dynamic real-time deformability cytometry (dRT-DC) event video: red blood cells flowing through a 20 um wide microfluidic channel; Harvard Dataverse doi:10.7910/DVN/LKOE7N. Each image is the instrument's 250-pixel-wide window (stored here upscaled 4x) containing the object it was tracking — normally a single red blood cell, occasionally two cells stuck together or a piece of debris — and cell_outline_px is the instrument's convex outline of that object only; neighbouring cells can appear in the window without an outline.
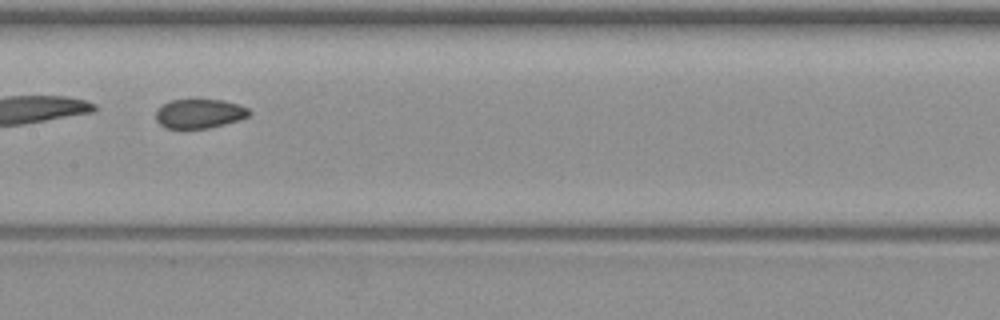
{"species": "common noctule bat (a hibernating species)", "species_latin": "Nyctalus noctula", "temperature_condition": "warm", "stored_images_in_passage": 9, "segment_of_instrument_passage": [2, 2], "camera_frame_rate_fps": 3000, "um_per_image_px": 0.085, "animal": {"sex": "female", "body_mass_g": 19.3, "forearm_length_mm": 54.1}, "frame": {"image": 1, "passage_image": 7, "time_ms": 7.333, "image_size_px": [1000, 320], "cell_outline_px": [[252, 112], [248, 116], [240, 120], [208, 128], [164, 128], [156, 120], [156, 112], [168, 100], [192, 96], [224, 100], [240, 104], [248, 108]], "centroid_in_image_um": [16.96, 9.59], "position_along_channel_um": 190.4, "area_um2": 16.7}}
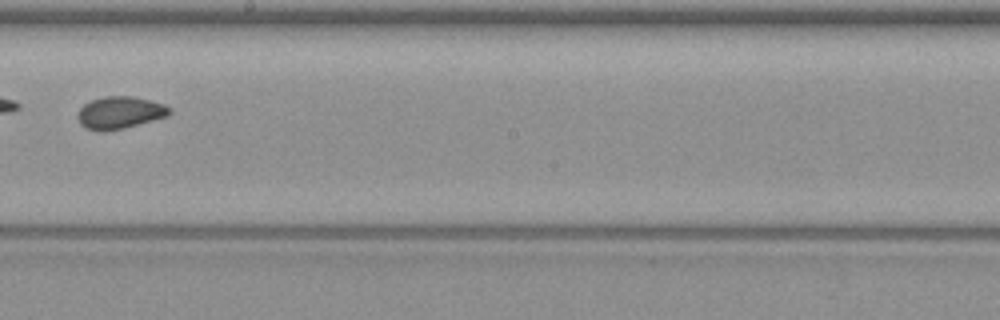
{"frame": {"image": 2, "passage_image": 8, "time_ms": 8.667, "image_size_px": [1000, 320], "cell_outline_px": [[172, 112], [168, 116], [124, 128], [104, 132], [100, 132], [84, 128], [80, 124], [76, 116], [76, 112], [84, 104], [92, 100], [104, 96], [132, 96], [164, 104], [172, 108]], "centroid_in_image_um": [10.16, 9.59], "position_along_channel_um": 238.0, "area_um2": 17.51}}
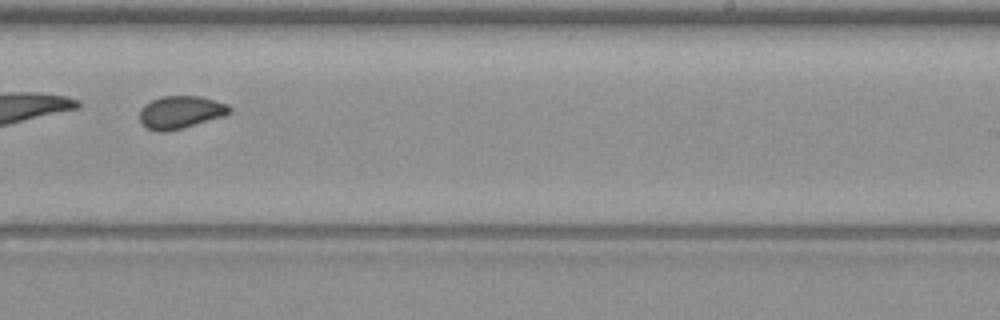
{"frame": {"image": 3, "passage_image": 9, "time_ms": 9.667, "image_size_px": [1000, 320], "cell_outline_px": [[232, 108], [224, 116], [184, 128], [168, 132], [156, 132], [140, 124], [140, 108], [144, 104], [152, 100], [164, 96], [200, 96], [228, 104]], "centroid_in_image_um": [15.32, 9.55], "position_along_channel_um": 273.7, "area_um2": 17.28}}